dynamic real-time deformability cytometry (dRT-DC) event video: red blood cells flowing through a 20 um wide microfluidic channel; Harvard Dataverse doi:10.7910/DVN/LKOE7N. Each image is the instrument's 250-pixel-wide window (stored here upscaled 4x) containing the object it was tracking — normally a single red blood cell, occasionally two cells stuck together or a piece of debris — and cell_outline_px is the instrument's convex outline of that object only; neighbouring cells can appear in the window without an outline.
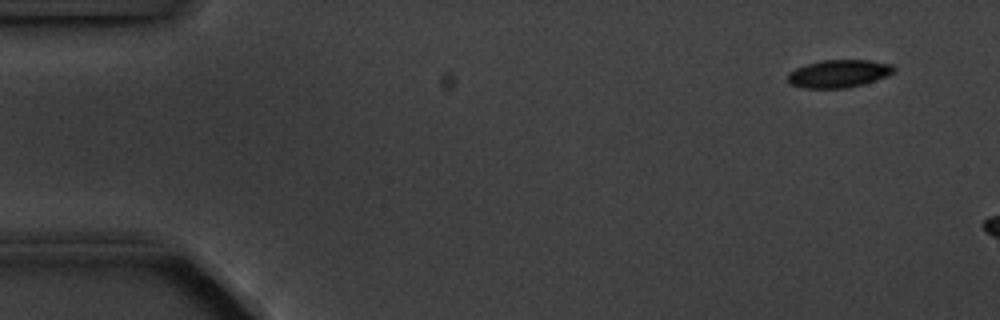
{"species": "common noctule bat (a hibernating species)", "species_latin": "Nyctalus noctula", "temperature_condition": "cold", "stored_images_in_passage": 3, "camera_frame_rate_fps": 3000, "um_per_image_px": 0.085, "animal": {"sex": "male", "body_mass_g": 20.1, "forearm_length_mm": 53.5}, "frame": {"image": 1, "passage_image": 1, "time_ms": 0.0, "image_size_px": [1000, 320], "cell_outline_px": [[896, 68], [888, 76], [864, 84], [844, 88], [804, 88], [788, 84], [788, 72], [796, 68], [808, 64], [824, 60], [868, 60], [892, 64]], "centroid_in_image_um": [71.29, 6.26], "position_along_channel_um": 13.7, "area_um2": 17.17}}